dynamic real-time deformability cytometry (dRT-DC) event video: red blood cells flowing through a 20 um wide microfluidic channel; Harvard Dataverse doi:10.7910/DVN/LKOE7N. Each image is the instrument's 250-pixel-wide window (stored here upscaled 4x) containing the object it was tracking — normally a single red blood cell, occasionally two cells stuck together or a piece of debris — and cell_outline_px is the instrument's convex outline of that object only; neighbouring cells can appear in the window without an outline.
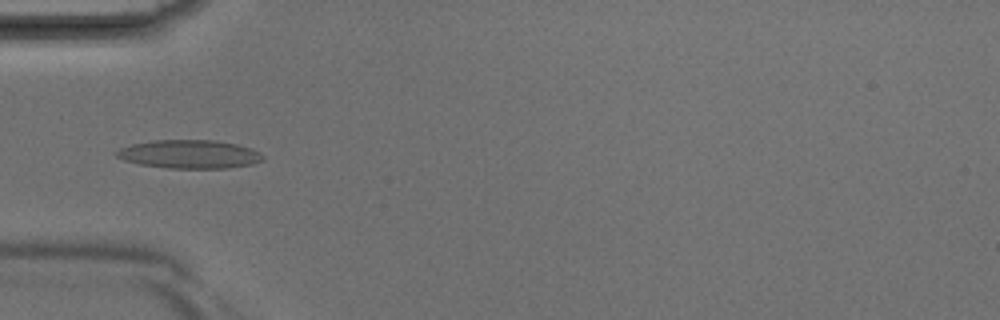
{"species": "Egyptian fruit bat (a non-hibernating species)", "species_latin": "Rousettus aegyptiacus", "temperature_condition": "room temperature", "stored_images_in_passage": 41, "camera_frame_rate_fps": 3000, "um_per_image_px": 0.085, "animal": {"sex": "male"}, "frame": {"image": 1, "passage_image": 13, "time_ms": 4.0, "image_size_px": [1000, 320], "cell_outline_px": [[264, 160], [252, 164], [228, 168], [168, 168], [140, 164], [124, 160], [116, 156], [112, 152], [120, 148], [132, 144], [152, 140], [216, 140], [236, 144], [252, 148], [260, 152], [264, 156]], "centroid_in_image_um": [16.11, 13.1], "position_along_channel_um": 68.9, "area_um2": 24.45}}
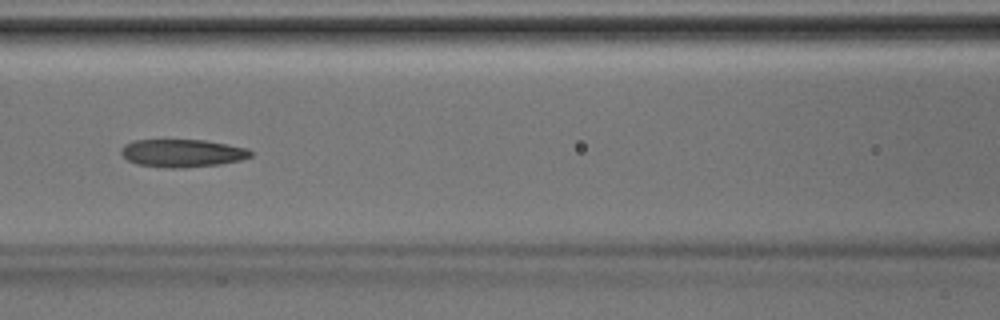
{"frame": {"image": 2, "passage_image": 18, "time_ms": 5.667, "image_size_px": [1000, 320], "cell_outline_px": [[252, 156], [240, 160], [220, 164], [184, 168], [164, 168], [136, 164], [128, 160], [120, 152], [120, 148], [124, 144], [132, 140], [204, 140], [228, 144], [248, 148], [252, 152]], "centroid_in_image_um": [15.48, 13.02], "position_along_channel_um": 151.1, "area_um2": 21.21}}
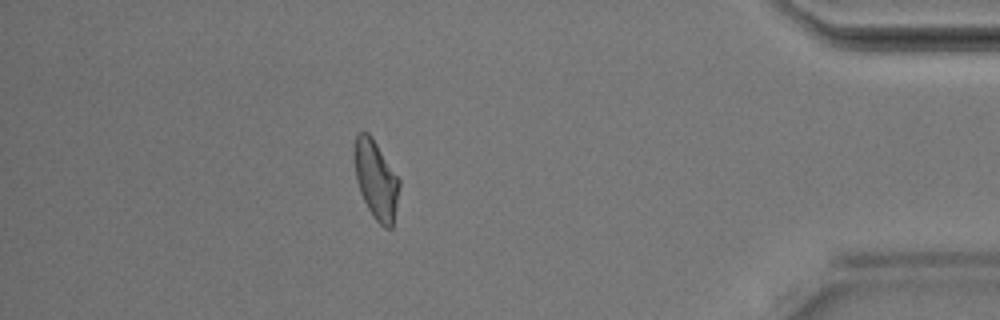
{"frame": {"image": 3, "passage_image": 36, "time_ms": 11.667, "image_size_px": [1000, 320], "cell_outline_px": [[400, 188], [392, 228], [384, 228], [372, 216], [360, 192], [356, 180], [352, 156], [352, 152], [356, 136], [360, 132], [368, 132], [372, 136], [400, 180]], "centroid_in_image_um": [31.94, 15.25], "position_along_channel_um": 403.3, "area_um2": 20.87}}